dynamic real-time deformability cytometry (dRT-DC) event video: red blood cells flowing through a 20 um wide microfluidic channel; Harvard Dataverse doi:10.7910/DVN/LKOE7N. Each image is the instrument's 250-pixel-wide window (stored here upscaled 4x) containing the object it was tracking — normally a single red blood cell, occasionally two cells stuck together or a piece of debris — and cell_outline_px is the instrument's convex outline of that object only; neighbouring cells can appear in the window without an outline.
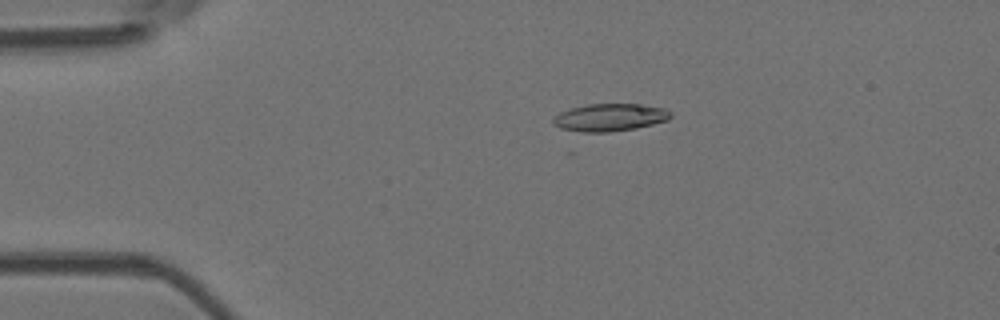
{"species": "Egyptian fruit bat (a non-hibernating species)", "species_latin": "Rousettus aegyptiacus", "temperature_condition": "room temperature", "stored_images_in_passage": 2, "camera_frame_rate_fps": 3000, "um_per_image_px": 0.085, "animal": {"sex": "female"}, "frame": {"image": 1, "passage_image": 1, "time_ms": 0.0, "image_size_px": [1000, 320], "cell_outline_px": [[672, 116], [668, 120], [636, 128], [608, 132], [580, 132], [560, 128], [552, 124], [552, 120], [560, 112], [572, 108], [588, 104], [640, 104], [664, 108], [672, 112]], "centroid_in_image_um": [51.84, 9.98], "position_along_channel_um": 33.2, "area_um2": 18.84}}